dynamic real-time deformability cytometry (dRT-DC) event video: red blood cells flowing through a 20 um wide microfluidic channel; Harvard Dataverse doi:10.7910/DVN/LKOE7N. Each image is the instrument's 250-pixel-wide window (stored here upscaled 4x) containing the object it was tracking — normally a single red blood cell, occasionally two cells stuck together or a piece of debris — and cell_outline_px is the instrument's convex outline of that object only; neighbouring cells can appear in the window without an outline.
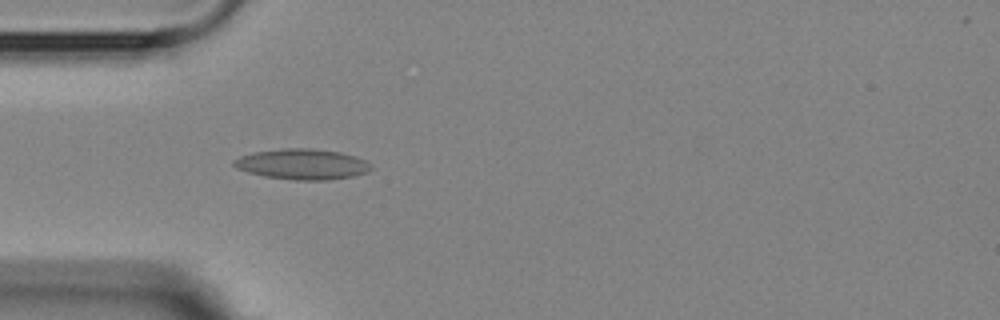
{"species": "Egyptian fruit bat (a non-hibernating species)", "species_latin": "Rousettus aegyptiacus", "temperature_condition": "room temperature", "stored_images_in_passage": 5, "camera_frame_rate_fps": 3000, "um_per_image_px": 0.085, "animal": {"sex": "female"}, "frame": {"image": 1, "passage_image": 5, "time_ms": 4.667, "image_size_px": [1000, 320], "cell_outline_px": [[372, 168], [368, 172], [352, 176], [324, 180], [296, 180], [264, 176], [248, 172], [236, 168], [232, 164], [232, 160], [240, 156], [252, 152], [280, 148], [312, 148], [340, 152], [364, 160], [372, 164]], "centroid_in_image_um": [25.65, 13.95], "position_along_channel_um": 59.3, "area_um2": 24.45}}